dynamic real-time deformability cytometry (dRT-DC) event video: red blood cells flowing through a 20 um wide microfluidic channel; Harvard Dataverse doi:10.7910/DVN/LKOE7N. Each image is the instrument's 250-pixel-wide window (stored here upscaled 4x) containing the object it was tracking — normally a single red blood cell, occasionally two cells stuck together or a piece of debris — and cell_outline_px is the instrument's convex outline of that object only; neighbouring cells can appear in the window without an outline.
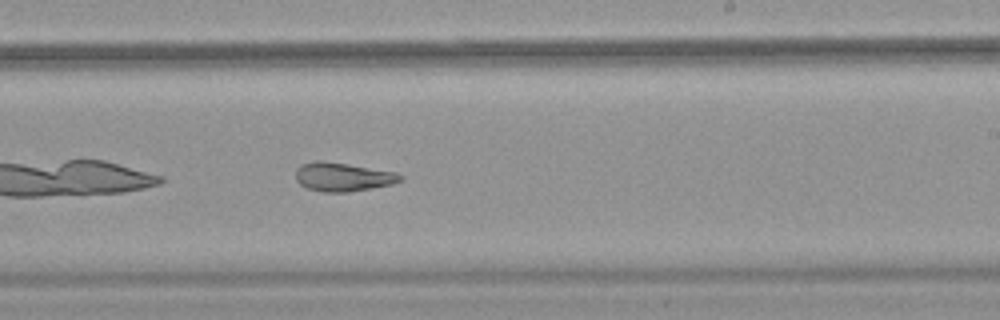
{"species": "common noctule bat (a hibernating species)", "species_latin": "Nyctalus noctula", "temperature_condition": "warm", "stored_images_in_passage": 36, "camera_frame_rate_fps": 3000, "um_per_image_px": 0.085, "animal": {"sex": "female", "body_mass_g": 18.4}, "frame": {"image": 1, "passage_image": 16, "time_ms": 5.0, "image_size_px": [1000, 320], "cell_outline_px": [[404, 180], [392, 184], [372, 188], [348, 192], [324, 192], [308, 188], [300, 184], [296, 180], [296, 168], [300, 164], [316, 160], [320, 160], [348, 164], [396, 172], [404, 176]], "centroid_in_image_um": [29.15, 15.03], "position_along_channel_um": 259.9, "area_um2": 17.63}, "authors_computed_cell_mechanics": {"area_um2": 18.2359, "velocity_mm_per_s": 3.785, "shape_relaxation_time_tau1_ms": null, "shape_relaxation_time_tau2_ms": 3.2004, "deformation_change_tau1": null, "deformation_change_tau2": 0.1182}}